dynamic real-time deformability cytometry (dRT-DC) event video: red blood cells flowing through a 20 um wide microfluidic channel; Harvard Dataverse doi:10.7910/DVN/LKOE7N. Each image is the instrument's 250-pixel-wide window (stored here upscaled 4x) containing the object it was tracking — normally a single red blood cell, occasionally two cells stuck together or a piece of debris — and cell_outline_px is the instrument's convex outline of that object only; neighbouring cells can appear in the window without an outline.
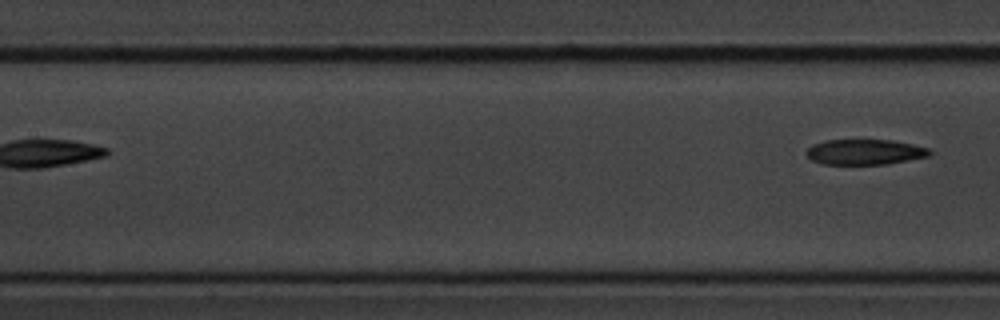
{"species": "common noctule bat (a hibernating species)", "species_latin": "Nyctalus noctula", "temperature_condition": "cold", "stored_images_in_passage": 4, "segment_of_instrument_passage": [2, 2], "camera_frame_rate_fps": 3000, "um_per_image_px": 0.085, "animal": {"sex": "male", "body_mass_g": 20.1, "forearm_length_mm": 53.5}, "frame": {"image": 1, "passage_image": 4, "time_ms": 3.667, "image_size_px": [1000, 320], "cell_outline_px": [[932, 156], [888, 164], [820, 164], [812, 160], [804, 152], [812, 144], [824, 140], [892, 140], [932, 148]], "centroid_in_image_um": [73.55, 12.92], "position_along_channel_um": 133.8, "area_um2": 18.55}}